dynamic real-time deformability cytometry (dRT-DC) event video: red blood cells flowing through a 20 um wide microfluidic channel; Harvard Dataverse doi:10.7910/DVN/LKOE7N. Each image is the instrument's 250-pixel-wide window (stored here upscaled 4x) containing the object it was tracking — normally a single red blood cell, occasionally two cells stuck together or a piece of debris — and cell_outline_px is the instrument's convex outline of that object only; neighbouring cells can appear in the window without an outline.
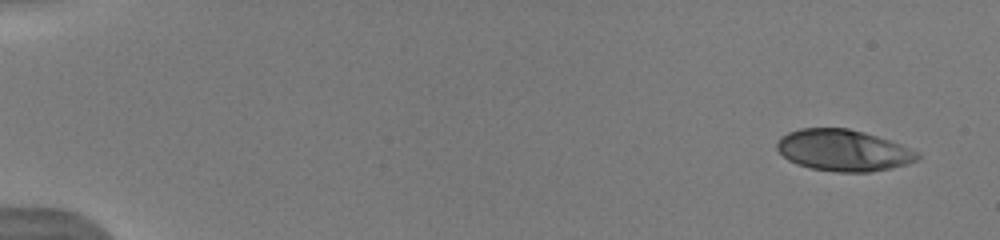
{"species": "human", "species_latin": "Homo sapiens", "temperature_condition": "warm", "stored_images_in_passage": 12, "camera_frame_rate_fps": 3000, "um_per_image_px": 0.085, "donor": {"sex": "male"}, "frame": {"image": 1, "passage_image": 1, "time_ms": 0.0, "image_size_px": [1000, 240], "cell_outline_px": [[920, 160], [908, 164], [892, 168], [868, 172], [836, 172], [812, 168], [796, 164], [788, 160], [776, 148], [776, 144], [780, 136], [788, 132], [800, 128], [848, 128], [864, 132], [900, 144], [920, 152]], "centroid_in_image_um": [71.7, 12.78], "position_along_channel_um": 13.3, "area_um2": 34.1}}
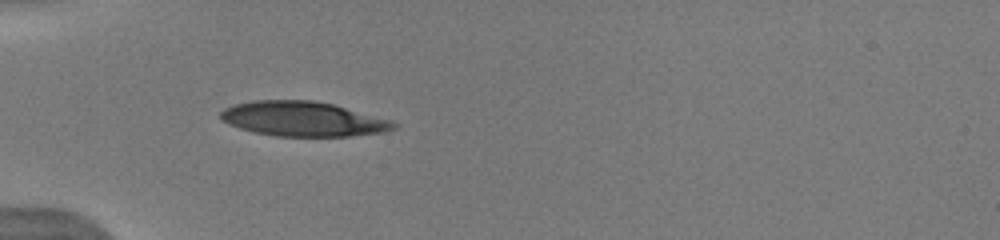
{"frame": {"image": 2, "passage_image": 6, "time_ms": 4.667, "image_size_px": [1000, 240], "cell_outline_px": [[396, 128], [384, 132], [348, 136], [276, 136], [252, 132], [228, 124], [220, 120], [220, 112], [224, 108], [232, 104], [252, 100], [312, 100], [332, 104], [392, 120], [396, 124]], "centroid_in_image_um": [25.7, 10.1], "position_along_channel_um": 59.3, "area_um2": 35.14}}